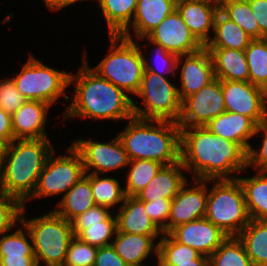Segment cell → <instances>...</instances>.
Returning <instances> with one entry per match:
<instances>
[{
	"label": "cell",
	"instance_id": "1",
	"mask_svg": "<svg viewBox=\"0 0 267 266\" xmlns=\"http://www.w3.org/2000/svg\"><path fill=\"white\" fill-rule=\"evenodd\" d=\"M180 160L194 179L221 180L247 168V151L238 143L214 135L204 127L181 128Z\"/></svg>",
	"mask_w": 267,
	"mask_h": 266
},
{
	"label": "cell",
	"instance_id": "2",
	"mask_svg": "<svg viewBox=\"0 0 267 266\" xmlns=\"http://www.w3.org/2000/svg\"><path fill=\"white\" fill-rule=\"evenodd\" d=\"M86 61L85 58L76 75H69V85L76 80V90L64 118L129 120L133 117V100L128 94L101 77Z\"/></svg>",
	"mask_w": 267,
	"mask_h": 266
},
{
	"label": "cell",
	"instance_id": "3",
	"mask_svg": "<svg viewBox=\"0 0 267 266\" xmlns=\"http://www.w3.org/2000/svg\"><path fill=\"white\" fill-rule=\"evenodd\" d=\"M54 151L49 139L13 140L0 162V192L25 204L34 193L39 175Z\"/></svg>",
	"mask_w": 267,
	"mask_h": 266
},
{
	"label": "cell",
	"instance_id": "4",
	"mask_svg": "<svg viewBox=\"0 0 267 266\" xmlns=\"http://www.w3.org/2000/svg\"><path fill=\"white\" fill-rule=\"evenodd\" d=\"M117 136L130 160H153L164 166L180 161L181 128L176 122L133 116Z\"/></svg>",
	"mask_w": 267,
	"mask_h": 266
},
{
	"label": "cell",
	"instance_id": "5",
	"mask_svg": "<svg viewBox=\"0 0 267 266\" xmlns=\"http://www.w3.org/2000/svg\"><path fill=\"white\" fill-rule=\"evenodd\" d=\"M24 212L23 208L20 223L31 235L37 265L42 260L46 266H63L69 243L74 237L72 223L53 210L29 221H26Z\"/></svg>",
	"mask_w": 267,
	"mask_h": 266
},
{
	"label": "cell",
	"instance_id": "6",
	"mask_svg": "<svg viewBox=\"0 0 267 266\" xmlns=\"http://www.w3.org/2000/svg\"><path fill=\"white\" fill-rule=\"evenodd\" d=\"M109 38V54L93 70L128 95L136 94L145 70L141 45L121 35H109Z\"/></svg>",
	"mask_w": 267,
	"mask_h": 266
},
{
	"label": "cell",
	"instance_id": "7",
	"mask_svg": "<svg viewBox=\"0 0 267 266\" xmlns=\"http://www.w3.org/2000/svg\"><path fill=\"white\" fill-rule=\"evenodd\" d=\"M205 218L227 236H238L249 224L244 190L238 179L209 180Z\"/></svg>",
	"mask_w": 267,
	"mask_h": 266
},
{
	"label": "cell",
	"instance_id": "8",
	"mask_svg": "<svg viewBox=\"0 0 267 266\" xmlns=\"http://www.w3.org/2000/svg\"><path fill=\"white\" fill-rule=\"evenodd\" d=\"M167 78L151 71H144L140 88L135 95L143 99L145 107L139 108L138 102H132L135 117L177 123L182 101L177 86Z\"/></svg>",
	"mask_w": 267,
	"mask_h": 266
},
{
	"label": "cell",
	"instance_id": "9",
	"mask_svg": "<svg viewBox=\"0 0 267 266\" xmlns=\"http://www.w3.org/2000/svg\"><path fill=\"white\" fill-rule=\"evenodd\" d=\"M69 75L44 65L30 55L20 73L12 80L26 100L43 101L52 105L62 95H65L66 100L69 99L65 94V89L69 86Z\"/></svg>",
	"mask_w": 267,
	"mask_h": 266
},
{
	"label": "cell",
	"instance_id": "10",
	"mask_svg": "<svg viewBox=\"0 0 267 266\" xmlns=\"http://www.w3.org/2000/svg\"><path fill=\"white\" fill-rule=\"evenodd\" d=\"M67 150L72 155L53 159V152L49 156L29 199L66 194L85 175L81 154L73 146Z\"/></svg>",
	"mask_w": 267,
	"mask_h": 266
},
{
	"label": "cell",
	"instance_id": "11",
	"mask_svg": "<svg viewBox=\"0 0 267 266\" xmlns=\"http://www.w3.org/2000/svg\"><path fill=\"white\" fill-rule=\"evenodd\" d=\"M225 111L221 80L215 78L197 93L182 101L181 114L177 124L180 128L204 127Z\"/></svg>",
	"mask_w": 267,
	"mask_h": 266
},
{
	"label": "cell",
	"instance_id": "12",
	"mask_svg": "<svg viewBox=\"0 0 267 266\" xmlns=\"http://www.w3.org/2000/svg\"><path fill=\"white\" fill-rule=\"evenodd\" d=\"M228 112L250 117L257 125L267 116V91L249 81L221 80Z\"/></svg>",
	"mask_w": 267,
	"mask_h": 266
},
{
	"label": "cell",
	"instance_id": "13",
	"mask_svg": "<svg viewBox=\"0 0 267 266\" xmlns=\"http://www.w3.org/2000/svg\"><path fill=\"white\" fill-rule=\"evenodd\" d=\"M72 146L81 154L85 173L93 170L92 174H102L112 170L126 167L130 163L119 137L111 142L101 143L89 140L74 141Z\"/></svg>",
	"mask_w": 267,
	"mask_h": 266
},
{
	"label": "cell",
	"instance_id": "14",
	"mask_svg": "<svg viewBox=\"0 0 267 266\" xmlns=\"http://www.w3.org/2000/svg\"><path fill=\"white\" fill-rule=\"evenodd\" d=\"M144 38L150 43L160 44L165 50L177 56L201 50L204 45L195 37L175 10Z\"/></svg>",
	"mask_w": 267,
	"mask_h": 266
},
{
	"label": "cell",
	"instance_id": "15",
	"mask_svg": "<svg viewBox=\"0 0 267 266\" xmlns=\"http://www.w3.org/2000/svg\"><path fill=\"white\" fill-rule=\"evenodd\" d=\"M71 223L74 236L96 247L111 245L109 240L117 230L116 215L113 218L109 208L99 205L78 215Z\"/></svg>",
	"mask_w": 267,
	"mask_h": 266
},
{
	"label": "cell",
	"instance_id": "16",
	"mask_svg": "<svg viewBox=\"0 0 267 266\" xmlns=\"http://www.w3.org/2000/svg\"><path fill=\"white\" fill-rule=\"evenodd\" d=\"M209 180L194 179L196 187L186 188L187 182L173 197L167 222V233L178 225L205 217L208 190L205 182Z\"/></svg>",
	"mask_w": 267,
	"mask_h": 266
},
{
	"label": "cell",
	"instance_id": "17",
	"mask_svg": "<svg viewBox=\"0 0 267 266\" xmlns=\"http://www.w3.org/2000/svg\"><path fill=\"white\" fill-rule=\"evenodd\" d=\"M169 234L177 242L195 249L206 257H209L228 237L205 217L178 225Z\"/></svg>",
	"mask_w": 267,
	"mask_h": 266
},
{
	"label": "cell",
	"instance_id": "18",
	"mask_svg": "<svg viewBox=\"0 0 267 266\" xmlns=\"http://www.w3.org/2000/svg\"><path fill=\"white\" fill-rule=\"evenodd\" d=\"M176 10L195 37L205 46L212 38L219 0H177Z\"/></svg>",
	"mask_w": 267,
	"mask_h": 266
},
{
	"label": "cell",
	"instance_id": "19",
	"mask_svg": "<svg viewBox=\"0 0 267 266\" xmlns=\"http://www.w3.org/2000/svg\"><path fill=\"white\" fill-rule=\"evenodd\" d=\"M185 56V61L180 71L182 87L181 89L178 88L181 101L197 93L215 79L212 58L205 47Z\"/></svg>",
	"mask_w": 267,
	"mask_h": 266
},
{
	"label": "cell",
	"instance_id": "20",
	"mask_svg": "<svg viewBox=\"0 0 267 266\" xmlns=\"http://www.w3.org/2000/svg\"><path fill=\"white\" fill-rule=\"evenodd\" d=\"M51 105L43 101L27 100L11 115L13 140L48 139L45 132L47 112Z\"/></svg>",
	"mask_w": 267,
	"mask_h": 266
},
{
	"label": "cell",
	"instance_id": "21",
	"mask_svg": "<svg viewBox=\"0 0 267 266\" xmlns=\"http://www.w3.org/2000/svg\"><path fill=\"white\" fill-rule=\"evenodd\" d=\"M116 215L117 231L143 236H159L163 232L149 218L145 201L136 196H125L123 205Z\"/></svg>",
	"mask_w": 267,
	"mask_h": 266
},
{
	"label": "cell",
	"instance_id": "22",
	"mask_svg": "<svg viewBox=\"0 0 267 266\" xmlns=\"http://www.w3.org/2000/svg\"><path fill=\"white\" fill-rule=\"evenodd\" d=\"M205 127L214 135L238 143L248 151L251 145L247 140L255 136L257 124L250 117L225 111Z\"/></svg>",
	"mask_w": 267,
	"mask_h": 266
},
{
	"label": "cell",
	"instance_id": "23",
	"mask_svg": "<svg viewBox=\"0 0 267 266\" xmlns=\"http://www.w3.org/2000/svg\"><path fill=\"white\" fill-rule=\"evenodd\" d=\"M181 168V169H180ZM185 169L181 160L171 165L163 166L147 186L135 196L141 201L151 202L153 200L173 199L187 182L181 172Z\"/></svg>",
	"mask_w": 267,
	"mask_h": 266
},
{
	"label": "cell",
	"instance_id": "24",
	"mask_svg": "<svg viewBox=\"0 0 267 266\" xmlns=\"http://www.w3.org/2000/svg\"><path fill=\"white\" fill-rule=\"evenodd\" d=\"M177 0H138L136 11L131 21L135 36H147L168 15L176 10Z\"/></svg>",
	"mask_w": 267,
	"mask_h": 266
},
{
	"label": "cell",
	"instance_id": "25",
	"mask_svg": "<svg viewBox=\"0 0 267 266\" xmlns=\"http://www.w3.org/2000/svg\"><path fill=\"white\" fill-rule=\"evenodd\" d=\"M212 58L214 76L219 80L248 81L249 67L244 50L206 48Z\"/></svg>",
	"mask_w": 267,
	"mask_h": 266
},
{
	"label": "cell",
	"instance_id": "26",
	"mask_svg": "<svg viewBox=\"0 0 267 266\" xmlns=\"http://www.w3.org/2000/svg\"><path fill=\"white\" fill-rule=\"evenodd\" d=\"M115 234V240L110 241L111 245L128 266H142L152 250L158 255V244H154L158 236L129 234L117 230Z\"/></svg>",
	"mask_w": 267,
	"mask_h": 266
},
{
	"label": "cell",
	"instance_id": "27",
	"mask_svg": "<svg viewBox=\"0 0 267 266\" xmlns=\"http://www.w3.org/2000/svg\"><path fill=\"white\" fill-rule=\"evenodd\" d=\"M94 206H96V203L91 190L90 173H85V175L64 194L62 200L57 204V208L59 209L53 211L71 222L75 217Z\"/></svg>",
	"mask_w": 267,
	"mask_h": 266
},
{
	"label": "cell",
	"instance_id": "28",
	"mask_svg": "<svg viewBox=\"0 0 267 266\" xmlns=\"http://www.w3.org/2000/svg\"><path fill=\"white\" fill-rule=\"evenodd\" d=\"M108 25L109 35H121L133 39L129 32L138 0H98Z\"/></svg>",
	"mask_w": 267,
	"mask_h": 266
},
{
	"label": "cell",
	"instance_id": "29",
	"mask_svg": "<svg viewBox=\"0 0 267 266\" xmlns=\"http://www.w3.org/2000/svg\"><path fill=\"white\" fill-rule=\"evenodd\" d=\"M215 36L211 38L205 48H228L245 50L252 38L235 22L229 20L220 11L214 22Z\"/></svg>",
	"mask_w": 267,
	"mask_h": 266
},
{
	"label": "cell",
	"instance_id": "30",
	"mask_svg": "<svg viewBox=\"0 0 267 266\" xmlns=\"http://www.w3.org/2000/svg\"><path fill=\"white\" fill-rule=\"evenodd\" d=\"M250 219L267 220V171H258L256 176L239 178Z\"/></svg>",
	"mask_w": 267,
	"mask_h": 266
},
{
	"label": "cell",
	"instance_id": "31",
	"mask_svg": "<svg viewBox=\"0 0 267 266\" xmlns=\"http://www.w3.org/2000/svg\"><path fill=\"white\" fill-rule=\"evenodd\" d=\"M238 238L253 266H267V220L250 219Z\"/></svg>",
	"mask_w": 267,
	"mask_h": 266
},
{
	"label": "cell",
	"instance_id": "32",
	"mask_svg": "<svg viewBox=\"0 0 267 266\" xmlns=\"http://www.w3.org/2000/svg\"><path fill=\"white\" fill-rule=\"evenodd\" d=\"M208 266H253L238 236H228L208 257Z\"/></svg>",
	"mask_w": 267,
	"mask_h": 266
},
{
	"label": "cell",
	"instance_id": "33",
	"mask_svg": "<svg viewBox=\"0 0 267 266\" xmlns=\"http://www.w3.org/2000/svg\"><path fill=\"white\" fill-rule=\"evenodd\" d=\"M244 51L249 67L248 81L267 91V38L252 39Z\"/></svg>",
	"mask_w": 267,
	"mask_h": 266
},
{
	"label": "cell",
	"instance_id": "34",
	"mask_svg": "<svg viewBox=\"0 0 267 266\" xmlns=\"http://www.w3.org/2000/svg\"><path fill=\"white\" fill-rule=\"evenodd\" d=\"M219 11L252 39H259V25L247 0H219Z\"/></svg>",
	"mask_w": 267,
	"mask_h": 266
},
{
	"label": "cell",
	"instance_id": "35",
	"mask_svg": "<svg viewBox=\"0 0 267 266\" xmlns=\"http://www.w3.org/2000/svg\"><path fill=\"white\" fill-rule=\"evenodd\" d=\"M131 166L127 175V184L124 189L125 196H135L144 189L153 177L164 166L153 160H130Z\"/></svg>",
	"mask_w": 267,
	"mask_h": 266
},
{
	"label": "cell",
	"instance_id": "36",
	"mask_svg": "<svg viewBox=\"0 0 267 266\" xmlns=\"http://www.w3.org/2000/svg\"><path fill=\"white\" fill-rule=\"evenodd\" d=\"M99 174L90 173L91 190L96 205L111 208L124 202V189L115 178H100Z\"/></svg>",
	"mask_w": 267,
	"mask_h": 266
},
{
	"label": "cell",
	"instance_id": "37",
	"mask_svg": "<svg viewBox=\"0 0 267 266\" xmlns=\"http://www.w3.org/2000/svg\"><path fill=\"white\" fill-rule=\"evenodd\" d=\"M158 244L159 263H184L197 259L201 254L195 249L177 242L169 233L163 234Z\"/></svg>",
	"mask_w": 267,
	"mask_h": 266
},
{
	"label": "cell",
	"instance_id": "38",
	"mask_svg": "<svg viewBox=\"0 0 267 266\" xmlns=\"http://www.w3.org/2000/svg\"><path fill=\"white\" fill-rule=\"evenodd\" d=\"M28 238L22 229L15 231L12 234L1 235L0 239V257H22L35 256L33 252V245L31 235L27 230Z\"/></svg>",
	"mask_w": 267,
	"mask_h": 266
},
{
	"label": "cell",
	"instance_id": "39",
	"mask_svg": "<svg viewBox=\"0 0 267 266\" xmlns=\"http://www.w3.org/2000/svg\"><path fill=\"white\" fill-rule=\"evenodd\" d=\"M98 247L74 236L68 246L63 266H94Z\"/></svg>",
	"mask_w": 267,
	"mask_h": 266
},
{
	"label": "cell",
	"instance_id": "40",
	"mask_svg": "<svg viewBox=\"0 0 267 266\" xmlns=\"http://www.w3.org/2000/svg\"><path fill=\"white\" fill-rule=\"evenodd\" d=\"M24 204L16 197L0 192V236L21 221Z\"/></svg>",
	"mask_w": 267,
	"mask_h": 266
},
{
	"label": "cell",
	"instance_id": "41",
	"mask_svg": "<svg viewBox=\"0 0 267 266\" xmlns=\"http://www.w3.org/2000/svg\"><path fill=\"white\" fill-rule=\"evenodd\" d=\"M27 100L17 90L12 78L0 81V107L9 114L17 111Z\"/></svg>",
	"mask_w": 267,
	"mask_h": 266
},
{
	"label": "cell",
	"instance_id": "42",
	"mask_svg": "<svg viewBox=\"0 0 267 266\" xmlns=\"http://www.w3.org/2000/svg\"><path fill=\"white\" fill-rule=\"evenodd\" d=\"M264 132L260 150H255L252 145L247 151V167L252 166L258 171H267V116L257 125L255 135Z\"/></svg>",
	"mask_w": 267,
	"mask_h": 266
},
{
	"label": "cell",
	"instance_id": "43",
	"mask_svg": "<svg viewBox=\"0 0 267 266\" xmlns=\"http://www.w3.org/2000/svg\"><path fill=\"white\" fill-rule=\"evenodd\" d=\"M154 45L155 46L157 45V49L155 51V52H157L156 53L157 55H155L156 56L155 59H157L156 63L158 64V66H160L159 63H161V64L165 63L163 65V67L161 66L163 69L161 68L159 70H162L161 72H164V73H169V72H172L174 70L173 74H175V70L179 68L178 66L182 62L181 60L183 59V57L185 55L177 56V55L165 50L160 44L154 43ZM148 61L149 60H147L146 57L144 56V65H145V70L144 71H151V72H154V73H156L158 75H163L160 71H157L158 68L155 69L153 67V65L151 66V64ZM158 66H156V67H158Z\"/></svg>",
	"mask_w": 267,
	"mask_h": 266
},
{
	"label": "cell",
	"instance_id": "44",
	"mask_svg": "<svg viewBox=\"0 0 267 266\" xmlns=\"http://www.w3.org/2000/svg\"><path fill=\"white\" fill-rule=\"evenodd\" d=\"M172 199L161 198V200L145 201V210L149 218L163 232L167 233V221L170 214Z\"/></svg>",
	"mask_w": 267,
	"mask_h": 266
},
{
	"label": "cell",
	"instance_id": "45",
	"mask_svg": "<svg viewBox=\"0 0 267 266\" xmlns=\"http://www.w3.org/2000/svg\"><path fill=\"white\" fill-rule=\"evenodd\" d=\"M94 266H128L112 245L98 247Z\"/></svg>",
	"mask_w": 267,
	"mask_h": 266
},
{
	"label": "cell",
	"instance_id": "46",
	"mask_svg": "<svg viewBox=\"0 0 267 266\" xmlns=\"http://www.w3.org/2000/svg\"><path fill=\"white\" fill-rule=\"evenodd\" d=\"M259 25V39L267 38V0H247Z\"/></svg>",
	"mask_w": 267,
	"mask_h": 266
},
{
	"label": "cell",
	"instance_id": "47",
	"mask_svg": "<svg viewBox=\"0 0 267 266\" xmlns=\"http://www.w3.org/2000/svg\"><path fill=\"white\" fill-rule=\"evenodd\" d=\"M0 137L4 138L9 144L13 141V129L11 114L0 107Z\"/></svg>",
	"mask_w": 267,
	"mask_h": 266
},
{
	"label": "cell",
	"instance_id": "48",
	"mask_svg": "<svg viewBox=\"0 0 267 266\" xmlns=\"http://www.w3.org/2000/svg\"><path fill=\"white\" fill-rule=\"evenodd\" d=\"M0 266H38L35 256L0 257Z\"/></svg>",
	"mask_w": 267,
	"mask_h": 266
},
{
	"label": "cell",
	"instance_id": "49",
	"mask_svg": "<svg viewBox=\"0 0 267 266\" xmlns=\"http://www.w3.org/2000/svg\"><path fill=\"white\" fill-rule=\"evenodd\" d=\"M160 266H208V257L200 255L197 259L191 262L184 263H159Z\"/></svg>",
	"mask_w": 267,
	"mask_h": 266
},
{
	"label": "cell",
	"instance_id": "50",
	"mask_svg": "<svg viewBox=\"0 0 267 266\" xmlns=\"http://www.w3.org/2000/svg\"><path fill=\"white\" fill-rule=\"evenodd\" d=\"M77 1L81 0H44L48 9L55 11L61 10L63 7L71 5Z\"/></svg>",
	"mask_w": 267,
	"mask_h": 266
},
{
	"label": "cell",
	"instance_id": "51",
	"mask_svg": "<svg viewBox=\"0 0 267 266\" xmlns=\"http://www.w3.org/2000/svg\"><path fill=\"white\" fill-rule=\"evenodd\" d=\"M9 143L2 137H0V162L7 152Z\"/></svg>",
	"mask_w": 267,
	"mask_h": 266
}]
</instances>
